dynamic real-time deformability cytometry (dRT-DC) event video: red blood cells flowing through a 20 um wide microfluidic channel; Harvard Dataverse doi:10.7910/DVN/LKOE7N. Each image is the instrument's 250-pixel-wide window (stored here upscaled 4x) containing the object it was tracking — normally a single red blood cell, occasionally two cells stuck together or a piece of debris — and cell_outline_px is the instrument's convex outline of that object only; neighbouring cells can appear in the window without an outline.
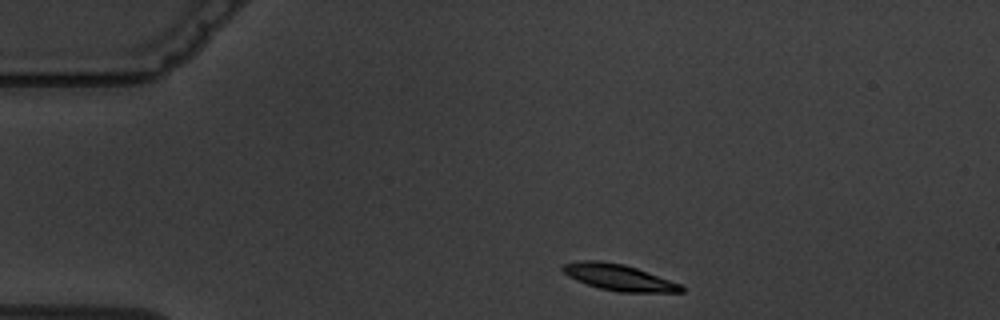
{"species": "common noctule bat (a hibernating species)", "species_latin": "Nyctalus noctula", "temperature_condition": "warm", "stored_images_in_passage": 4, "camera_frame_rate_fps": 3000, "um_per_image_px": 0.085, "animal": {"sex": "male", "body_mass_g": 19.5, "forearm_length_mm": 54.6}, "frame": {"image": 1, "passage_image": 1, "time_ms": 0.0, "image_size_px": [1000, 320], "cell_outline_px": [[684, 292], [620, 292], [600, 288], [576, 280], [568, 276], [560, 268], [564, 264], [584, 260], [600, 260], [624, 264], [636, 268], [680, 284], [684, 288]], "centroid_in_image_um": [52.58, 23.57], "position_along_channel_um": 32.4, "area_um2": 17.86}}
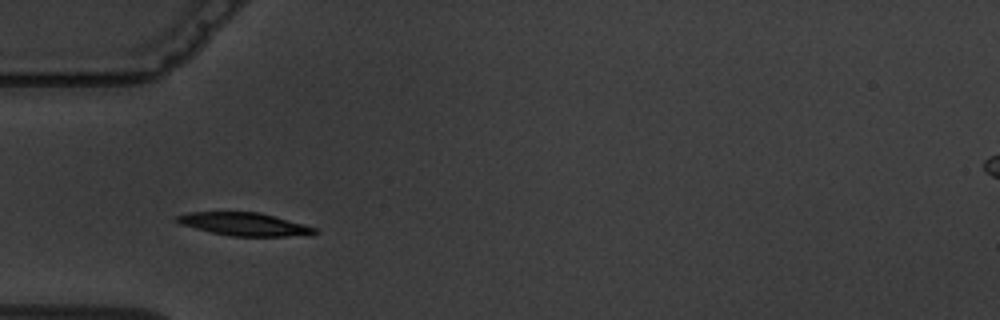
{"frame": {"image": 2, "passage_image": 3, "time_ms": 2.333, "image_size_px": [1000, 320], "cell_outline_px": [[316, 232], [284, 236], [232, 236], [212, 232], [180, 224], [172, 220], [176, 216], [188, 212], [260, 212], [304, 224], [316, 228]], "centroid_in_image_um": [20.67, 19.03], "position_along_channel_um": 64.3, "area_um2": 18.09}}
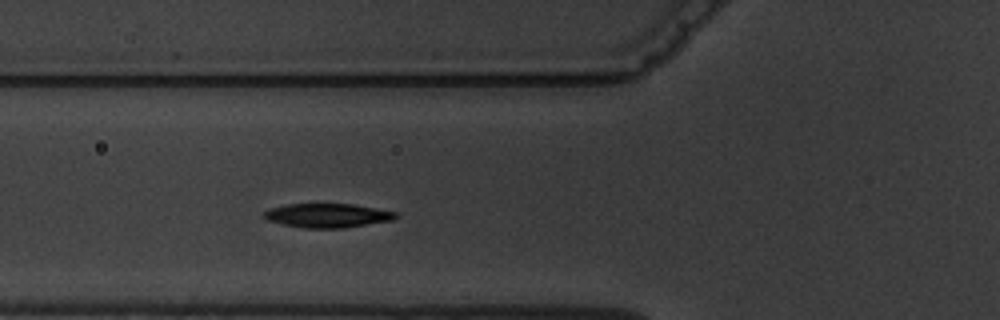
{"frame": {"image": 3, "passage_image": 4, "time_ms": 3.333, "image_size_px": [1000, 320], "cell_outline_px": [[400, 216], [392, 220], [344, 228], [304, 228], [284, 224], [268, 220], [260, 216], [264, 212], [272, 208], [284, 204], [352, 204], [396, 212]], "centroid_in_image_um": [27.83, 18.32], "position_along_channel_um": 98.0, "area_um2": 18.38}}